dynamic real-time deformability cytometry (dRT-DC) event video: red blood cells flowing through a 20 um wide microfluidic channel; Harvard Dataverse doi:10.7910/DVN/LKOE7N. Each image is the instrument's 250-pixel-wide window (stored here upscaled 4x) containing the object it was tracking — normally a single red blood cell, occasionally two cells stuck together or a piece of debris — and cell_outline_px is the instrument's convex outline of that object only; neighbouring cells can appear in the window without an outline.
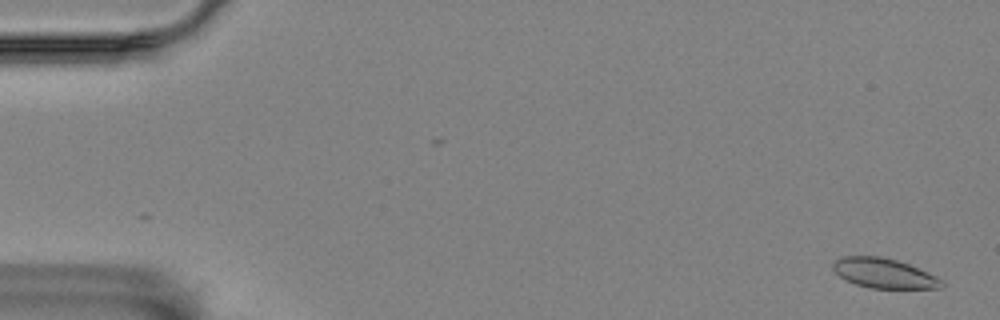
{"species": "Egyptian fruit bat (a non-hibernating species)", "species_latin": "Rousettus aegyptiacus", "temperature_condition": "room temperature", "stored_images_in_passage": 6, "camera_frame_rate_fps": 3000, "um_per_image_px": 0.085, "animal": {"sex": "female"}, "frame": {"image": 1, "passage_image": 1, "time_ms": 0.0, "image_size_px": [1000, 320], "cell_outline_px": [[944, 288], [872, 288], [856, 284], [844, 280], [832, 268], [832, 264], [840, 256], [880, 256], [896, 260], [908, 264], [936, 276], [944, 280]], "centroid_in_image_um": [75.14, 23.22], "position_along_channel_um": 9.9, "area_um2": 18.84}}
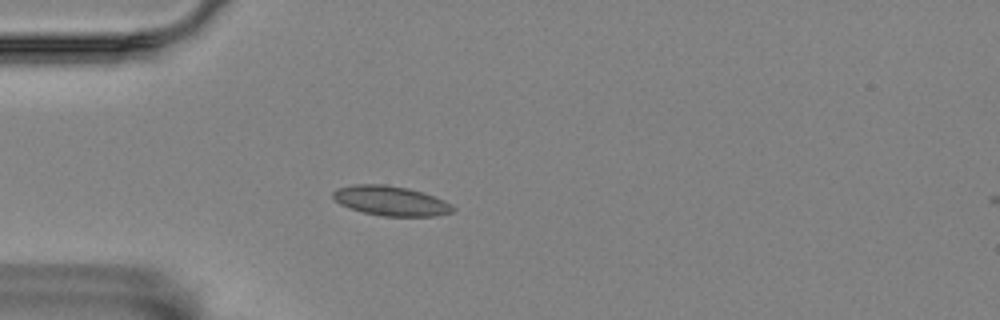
{"frame": {"image": 2, "passage_image": 5, "time_ms": 1.333, "image_size_px": [1000, 320], "cell_outline_px": [[456, 208], [452, 212], [436, 216], [384, 216], [364, 212], [348, 208], [340, 204], [332, 196], [332, 192], [336, 188], [352, 184], [384, 184], [408, 188], [444, 200]], "centroid_in_image_um": [33.18, 17.06], "position_along_channel_um": 51.8, "area_um2": 20.69}}